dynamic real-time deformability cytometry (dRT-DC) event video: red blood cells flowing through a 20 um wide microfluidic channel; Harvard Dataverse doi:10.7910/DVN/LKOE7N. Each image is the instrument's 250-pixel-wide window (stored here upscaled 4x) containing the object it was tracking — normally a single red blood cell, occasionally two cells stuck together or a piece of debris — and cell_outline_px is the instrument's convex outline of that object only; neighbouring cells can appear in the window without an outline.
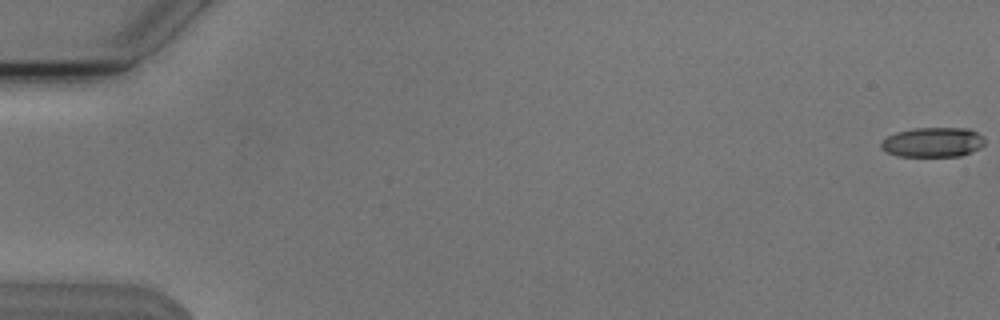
{"species": "Egyptian fruit bat (a non-hibernating species)", "species_latin": "Rousettus aegyptiacus", "temperature_condition": "cold", "stored_images_in_passage": 55, "camera_frame_rate_fps": 3000, "um_per_image_px": 0.085, "animal": {"sex": "male"}, "frame": {"image": 1, "passage_image": 1, "time_ms": 0.0, "image_size_px": [1000, 320], "cell_outline_px": [[984, 144], [980, 148], [972, 152], [960, 156], [896, 156], [880, 148], [880, 140], [896, 132], [912, 128], [968, 128], [984, 136]], "centroid_in_image_um": [79.28, 12.09], "position_along_channel_um": 5.7, "area_um2": 18.15}}
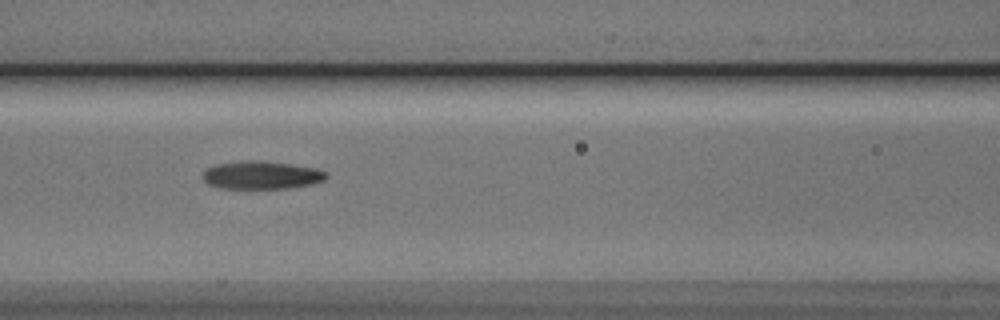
{"frame": {"image": 2, "passage_image": 25, "time_ms": 8.0, "image_size_px": [1000, 320], "cell_outline_px": [[328, 176], [324, 180], [312, 184], [288, 188], [220, 188], [208, 184], [204, 180], [204, 172], [208, 168], [216, 164], [240, 160], [260, 160], [316, 168], [324, 172]], "centroid_in_image_um": [22.21, 14.88], "position_along_channel_um": 144.4, "area_um2": 20.0}}
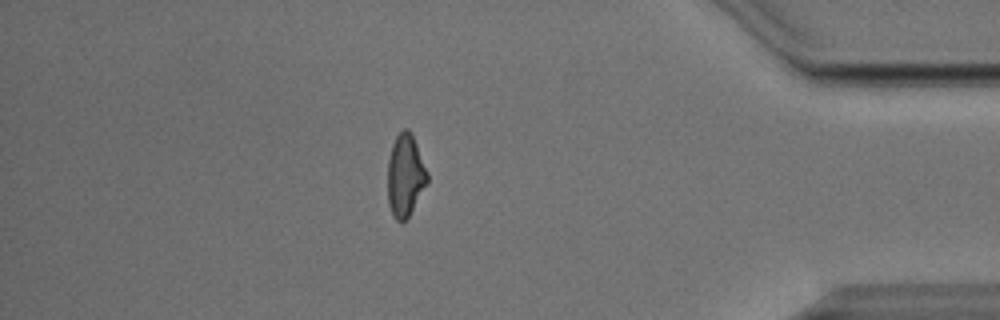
{"frame": {"image": 3, "passage_image": 48, "time_ms": 15.667, "image_size_px": [1000, 320], "cell_outline_px": [[428, 184], [408, 216], [400, 224], [392, 216], [388, 204], [388, 160], [392, 144], [396, 136], [404, 128], [408, 128], [412, 132], [428, 172]], "centroid_in_image_um": [34.45, 14.91], "position_along_channel_um": 400.7, "area_um2": 19.31}, "authors_computed_cell_mechanics": {"area_um2": 19.3052, "velocity_mm_per_s": 3.8214, "shape_relaxation_time_tau1_ms": 4.491, "shape_relaxation_time_tau2_ms": 2.6379, "deformation_change_tau1": 0.1769, "deformation_change_tau2": 0.1167}}